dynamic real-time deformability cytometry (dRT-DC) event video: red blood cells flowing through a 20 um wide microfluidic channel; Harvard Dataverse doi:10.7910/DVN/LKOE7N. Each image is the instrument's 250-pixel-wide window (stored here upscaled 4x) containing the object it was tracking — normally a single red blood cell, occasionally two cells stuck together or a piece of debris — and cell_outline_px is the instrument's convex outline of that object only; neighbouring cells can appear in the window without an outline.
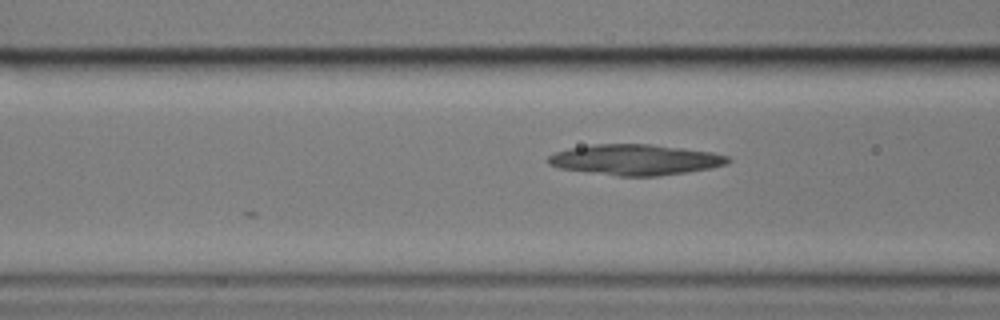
{"species": "common noctule bat (a hibernating species)", "species_latin": "Nyctalus noctula", "temperature_condition": "cold", "stored_images_in_passage": 13, "camera_frame_rate_fps": 3000, "um_per_image_px": 0.085, "animal": {"sex": "male", "body_mass_g": 17.9}, "frame": {"image": 1, "passage_image": 6, "time_ms": 1.667, "image_size_px": [1000, 320], "cell_outline_px": [[732, 160], [728, 164], [712, 168], [688, 172], [660, 176], [616, 176], [560, 168], [548, 164], [548, 156], [556, 152], [568, 148], [592, 144], [648, 144], [712, 152], [728, 156]], "centroid_in_image_um": [54.02, 13.58], "position_along_channel_um": 112.6, "area_um2": 32.19}}
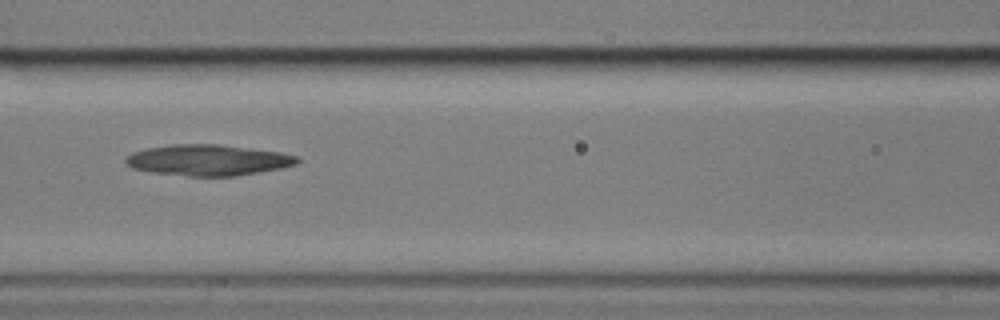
{"frame": {"image": 2, "passage_image": 9, "time_ms": 2.667, "image_size_px": [1000, 320], "cell_outline_px": [[300, 160], [296, 164], [280, 168], [260, 172], [236, 176], [188, 176], [152, 172], [132, 168], [124, 160], [132, 152], [148, 148], [172, 144], [220, 144], [280, 152], [300, 156]], "centroid_in_image_um": [17.71, 13.6], "position_along_channel_um": 148.9, "area_um2": 30.92}}
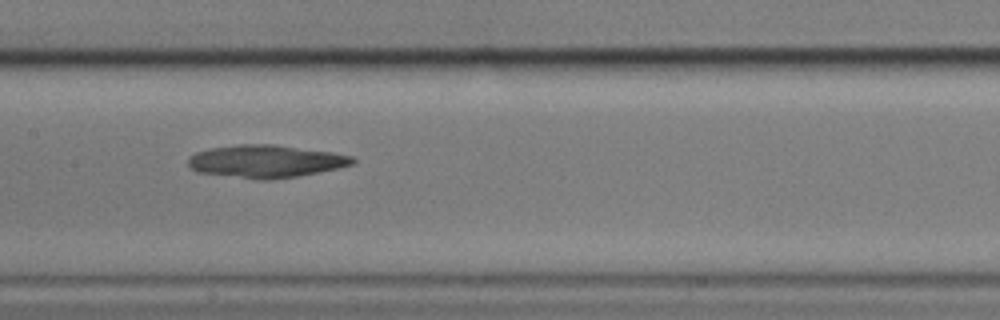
{"frame": {"image": 3, "passage_image": 12, "time_ms": 3.667, "image_size_px": [1000, 320], "cell_outline_px": [[356, 160], [352, 164], [340, 168], [296, 176], [272, 180], [256, 180], [196, 172], [188, 164], [188, 156], [196, 152], [212, 148], [236, 144], [272, 144], [332, 152], [352, 156]], "centroid_in_image_um": [22.57, 13.72], "position_along_channel_um": 184.8, "area_um2": 31.44}}